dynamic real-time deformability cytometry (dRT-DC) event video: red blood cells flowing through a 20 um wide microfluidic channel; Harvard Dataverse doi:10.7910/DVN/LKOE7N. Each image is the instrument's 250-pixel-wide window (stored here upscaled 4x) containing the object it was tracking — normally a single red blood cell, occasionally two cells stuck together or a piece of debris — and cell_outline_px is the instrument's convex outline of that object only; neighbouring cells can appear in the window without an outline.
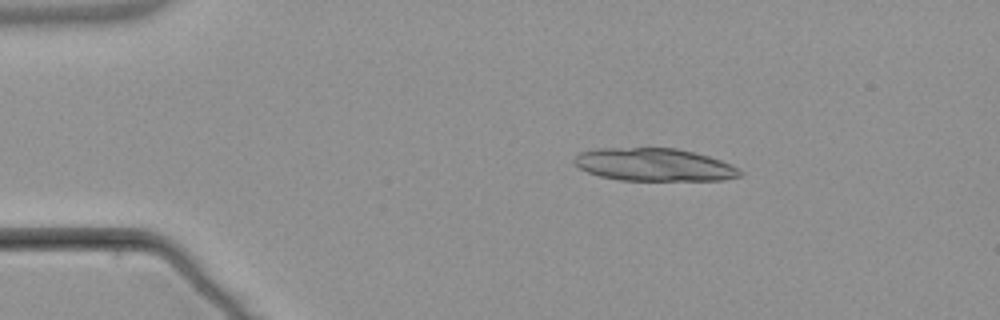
{"species": "common noctule bat (a hibernating species)", "species_latin": "Nyctalus noctula", "temperature_condition": "warm", "stored_images_in_passage": 4, "camera_frame_rate_fps": 3000, "um_per_image_px": 0.085, "animal": {"sex": "male", "body_mass_g": 21.5, "forearm_length_mm": 52.0}, "frame": {"image": 1, "passage_image": 2, "time_ms": 1.0, "image_size_px": [1000, 320], "cell_outline_px": [[744, 172], [740, 176], [724, 180], [620, 180], [600, 176], [588, 172], [572, 164], [572, 160], [580, 152], [596, 148], [676, 148], [708, 156], [732, 164]], "centroid_in_image_um": [55.59, 14.0], "position_along_channel_um": 29.4, "area_um2": 31.73}}